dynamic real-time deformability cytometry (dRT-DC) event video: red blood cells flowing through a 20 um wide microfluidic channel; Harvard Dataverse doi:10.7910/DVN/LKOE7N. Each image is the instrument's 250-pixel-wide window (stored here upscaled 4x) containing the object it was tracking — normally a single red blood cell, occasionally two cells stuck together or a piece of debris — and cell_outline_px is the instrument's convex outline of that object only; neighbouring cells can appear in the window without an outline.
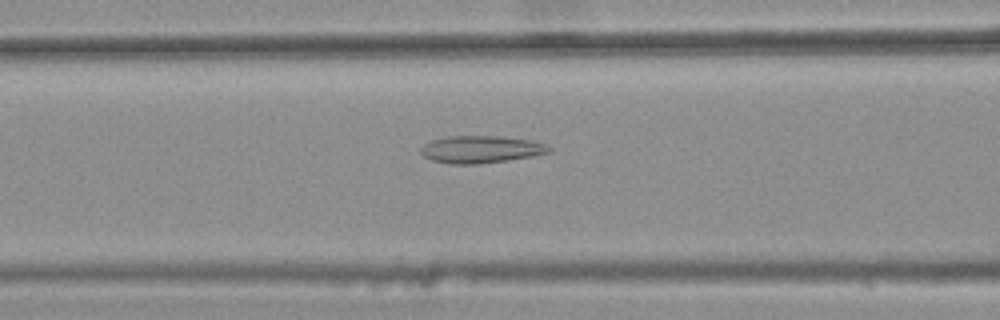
{"species": "common noctule bat (a hibernating species)", "species_latin": "Nyctalus noctula", "temperature_condition": "warm", "stored_images_in_passage": 35, "camera_frame_rate_fps": 3000, "um_per_image_px": 0.085, "animal": {"sex": "female", "body_mass_g": 25.1}, "frame": {"image": 1, "passage_image": 13, "time_ms": 4.0, "image_size_px": [1000, 320], "cell_outline_px": [[552, 152], [532, 156], [508, 160], [480, 164], [452, 164], [432, 160], [424, 156], [420, 152], [420, 148], [424, 144], [432, 140], [448, 136], [500, 136], [528, 140], [548, 144], [552, 148]], "centroid_in_image_um": [40.9, 12.7], "position_along_channel_um": 125.7, "area_um2": 20.46}}
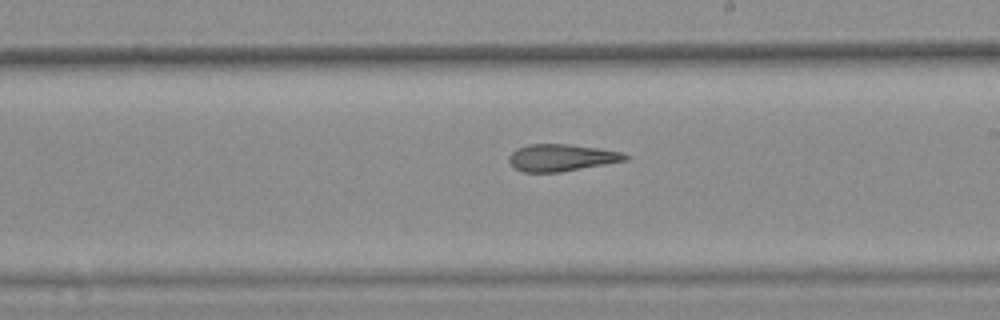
{"frame": {"image": 2, "passage_image": 22, "time_ms": 7.0, "image_size_px": [1000, 320], "cell_outline_px": [[632, 156], [628, 160], [560, 172], [524, 172], [516, 168], [508, 160], [508, 156], [516, 148], [528, 144], [568, 144], [600, 148], [624, 152]], "centroid_in_image_um": [47.77, 13.39], "position_along_channel_um": 241.2, "area_um2": 18.44}}
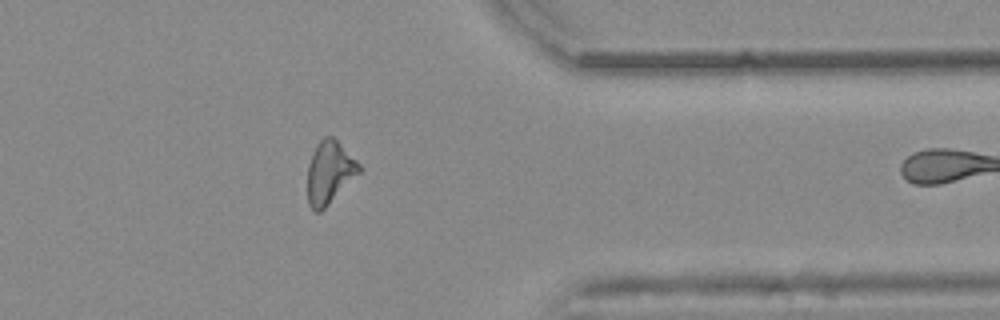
{"frame": {"image": 3, "passage_image": 34, "time_ms": 11.0, "image_size_px": [1000, 320], "cell_outline_px": [[364, 168], [320, 212], [316, 212], [308, 204], [308, 164], [312, 152], [316, 144], [324, 136], [332, 136]], "centroid_in_image_um": [28.0, 14.63], "position_along_channel_um": 383.4, "area_um2": 18.61}}